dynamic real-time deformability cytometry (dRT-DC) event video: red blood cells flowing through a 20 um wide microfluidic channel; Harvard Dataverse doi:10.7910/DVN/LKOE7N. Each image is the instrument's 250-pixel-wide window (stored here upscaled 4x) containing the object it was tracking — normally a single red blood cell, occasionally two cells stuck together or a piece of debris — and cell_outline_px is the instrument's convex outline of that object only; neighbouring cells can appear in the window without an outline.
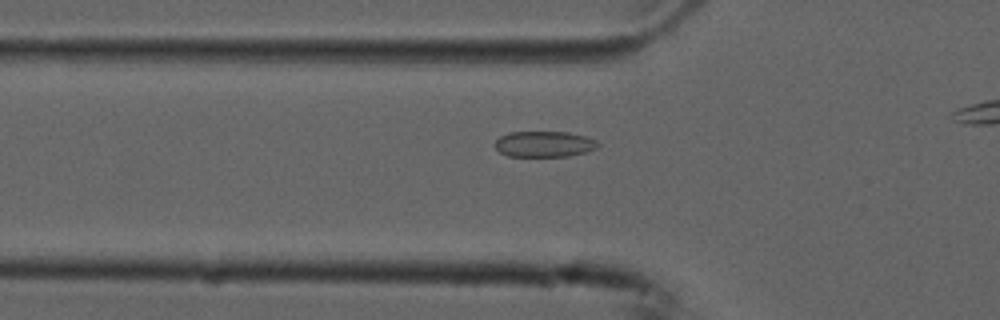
{"species": "common noctule bat (a hibernating species)", "species_latin": "Nyctalus noctula", "temperature_condition": "cold", "stored_images_in_passage": 41, "camera_frame_rate_fps": 3000, "um_per_image_px": 0.085, "animal": {"sex": "male", "forearm_length_mm": 52.5}, "frame": {"image": 1, "passage_image": 13, "time_ms": 4.0, "image_size_px": [1000, 320], "cell_outline_px": [[600, 144], [596, 148], [588, 152], [568, 156], [508, 156], [500, 152], [492, 144], [500, 136], [508, 132], [568, 132], [584, 136], [596, 140]], "centroid_in_image_um": [46.24, 12.25], "position_along_channel_um": 79.6, "area_um2": 15.61}}
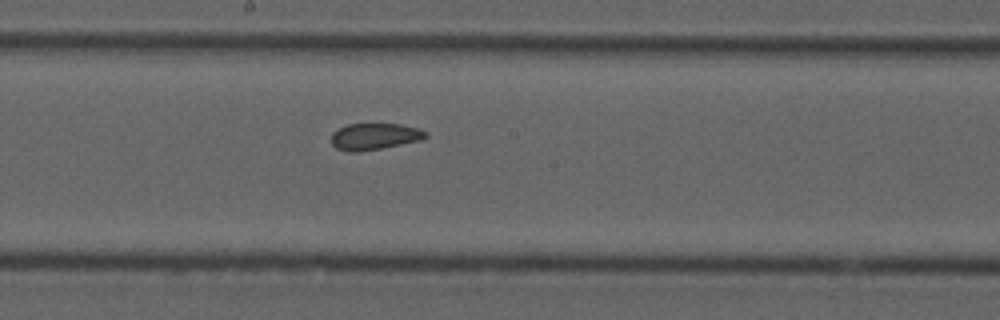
{"frame": {"image": 2, "passage_image": 24, "time_ms": 7.667, "image_size_px": [1000, 320], "cell_outline_px": [[428, 136], [420, 140], [360, 152], [348, 152], [336, 148], [332, 144], [332, 132], [348, 124], [400, 124], [416, 128], [428, 132]], "centroid_in_image_um": [31.82, 11.6], "position_along_channel_um": 216.4, "area_um2": 14.45}}
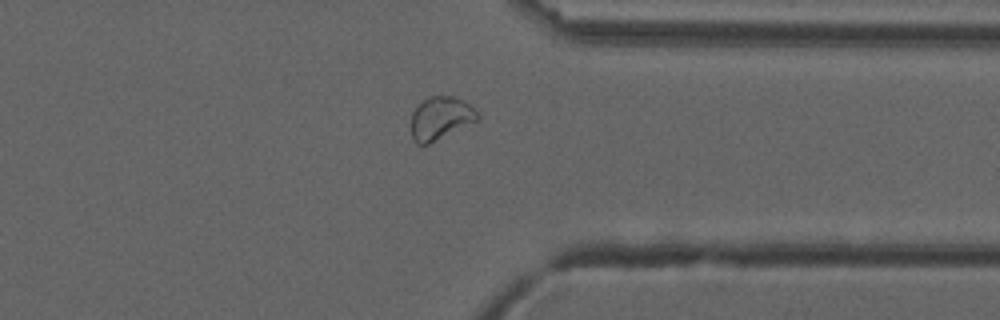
{"frame": {"image": 3, "passage_image": 37, "time_ms": 12.0, "image_size_px": [1000, 320], "cell_outline_px": [[480, 120], [428, 144], [416, 144], [412, 136], [412, 112], [428, 96], [452, 96], [464, 100], [480, 116]], "centroid_in_image_um": [37.47, 10.05], "position_along_channel_um": 373.9, "area_um2": 16.47}}